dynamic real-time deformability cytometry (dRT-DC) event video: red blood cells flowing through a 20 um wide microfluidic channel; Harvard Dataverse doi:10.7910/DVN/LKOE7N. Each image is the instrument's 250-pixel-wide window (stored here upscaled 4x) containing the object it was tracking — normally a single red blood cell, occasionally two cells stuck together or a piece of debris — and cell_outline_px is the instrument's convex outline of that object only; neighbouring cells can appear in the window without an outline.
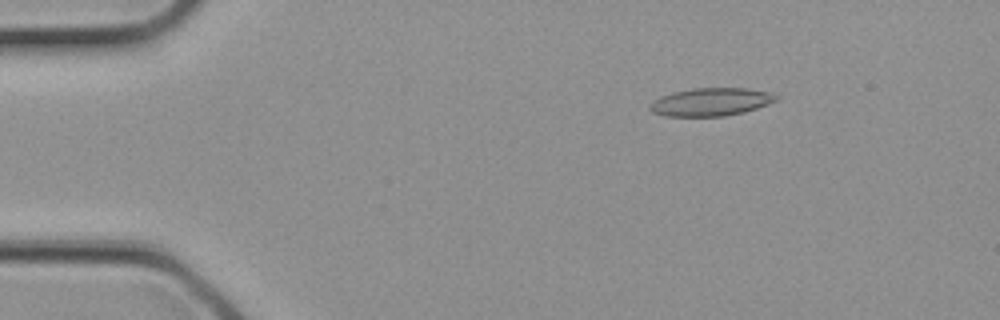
{"species": "common noctule bat (a hibernating species)", "species_latin": "Nyctalus noctula", "temperature_condition": "cold", "stored_images_in_passage": 2, "camera_frame_rate_fps": 3000, "um_per_image_px": 0.085, "animal": {"sex": "female", "body_mass_g": 21.9}, "frame": {"image": 1, "passage_image": 1, "time_ms": 0.0, "image_size_px": [1000, 320], "cell_outline_px": [[780, 100], [744, 112], [724, 116], [664, 116], [652, 112], [648, 108], [648, 104], [652, 100], [660, 96], [672, 92], [692, 88], [748, 88], [768, 92], [780, 96]], "centroid_in_image_um": [60.41, 8.66], "position_along_channel_um": 24.6, "area_um2": 20.87}}